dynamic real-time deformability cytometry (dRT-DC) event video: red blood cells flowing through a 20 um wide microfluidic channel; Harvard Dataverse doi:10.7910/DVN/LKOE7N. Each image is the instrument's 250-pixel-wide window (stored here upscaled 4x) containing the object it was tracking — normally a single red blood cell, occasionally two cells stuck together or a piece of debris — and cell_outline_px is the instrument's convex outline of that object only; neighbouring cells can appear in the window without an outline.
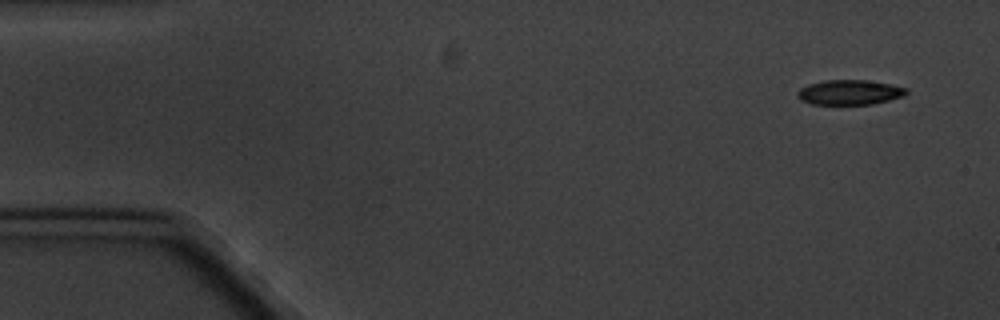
{"species": "common noctule bat (a hibernating species)", "species_latin": "Nyctalus noctula", "temperature_condition": "cold", "stored_images_in_passage": 4, "camera_frame_rate_fps": 3000, "um_per_image_px": 0.085, "animal": {"sex": "male", "body_mass_g": 20.1, "forearm_length_mm": 53.5}, "frame": {"image": 1, "passage_image": 1, "time_ms": 0.0, "image_size_px": [1000, 320], "cell_outline_px": [[908, 92], [904, 96], [872, 104], [812, 104], [800, 100], [796, 96], [796, 92], [800, 88], [808, 84], [824, 80], [864, 80], [892, 84], [908, 88]], "centroid_in_image_um": [72.2, 7.84], "position_along_channel_um": 12.8, "area_um2": 15.9}}
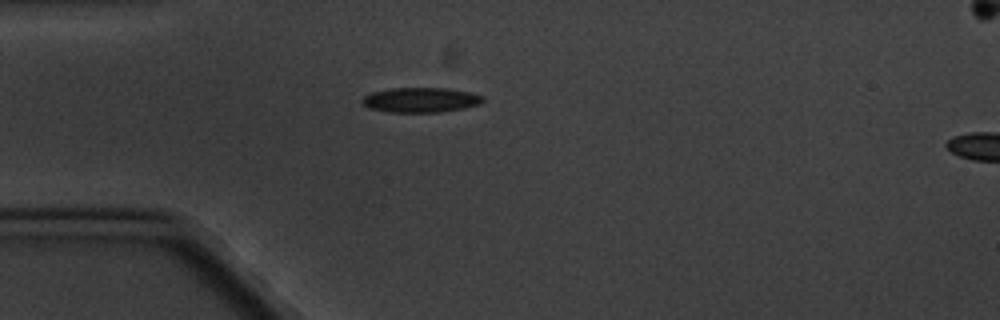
{"frame": {"image": 2, "passage_image": 4, "time_ms": 4.0, "image_size_px": [1000, 320], "cell_outline_px": [[484, 100], [480, 104], [464, 108], [440, 112], [388, 112], [372, 108], [364, 104], [360, 100], [364, 96], [372, 92], [392, 88], [448, 88], [468, 92], [484, 96]], "centroid_in_image_um": [35.78, 8.49], "position_along_channel_um": 49.2, "area_um2": 17.4}}